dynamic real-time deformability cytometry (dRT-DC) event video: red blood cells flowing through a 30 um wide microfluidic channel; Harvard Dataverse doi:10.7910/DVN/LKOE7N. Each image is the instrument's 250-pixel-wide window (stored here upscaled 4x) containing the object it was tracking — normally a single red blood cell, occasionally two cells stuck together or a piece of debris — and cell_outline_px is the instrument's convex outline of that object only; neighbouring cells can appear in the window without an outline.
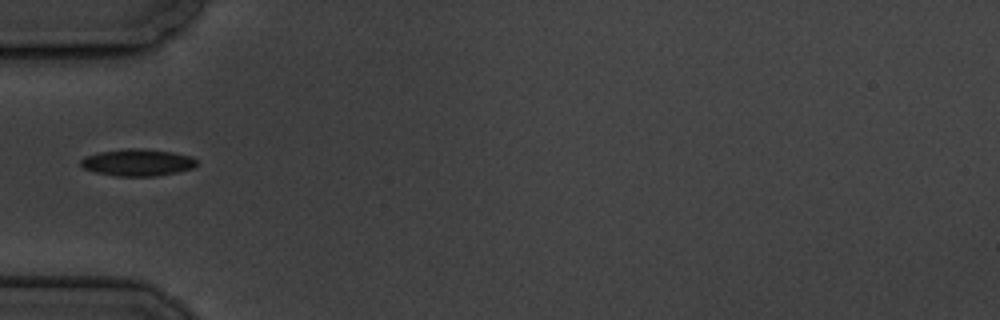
{"species": "common noctule bat (a hibernating species)", "species_latin": "Nyctalus noctula", "temperature_condition": "cold", "stored_images_in_passage": 2, "camera_frame_rate_fps": 3000, "um_per_image_px": 0.085, "animal": {"sex": "male", "body_mass_g": 19.5, "forearm_length_mm": 54.6}, "frame": {"image": 1, "passage_image": 1, "time_ms": 0.0, "image_size_px": [1000, 320], "cell_outline_px": [[200, 164], [192, 168], [176, 172], [156, 176], [116, 176], [96, 172], [84, 168], [80, 164], [80, 160], [88, 156], [100, 152], [128, 148], [144, 148], [172, 152], [192, 156]], "centroid_in_image_um": [11.74, 13.81], "position_along_channel_um": 73.3, "area_um2": 18.15}}